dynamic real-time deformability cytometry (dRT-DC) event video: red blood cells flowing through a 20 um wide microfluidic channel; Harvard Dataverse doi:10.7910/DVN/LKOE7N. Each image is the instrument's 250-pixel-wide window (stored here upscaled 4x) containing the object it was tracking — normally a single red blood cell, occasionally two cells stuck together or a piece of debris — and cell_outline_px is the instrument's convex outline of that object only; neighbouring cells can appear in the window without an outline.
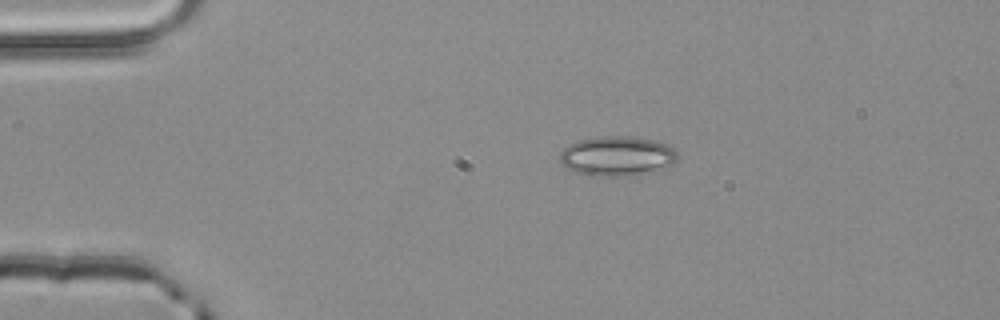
{"species": "common noctule bat (a hibernating species)", "species_latin": "Nyctalus noctula", "temperature_condition": "room temperature", "stored_images_in_passage": 2, "camera_frame_rate_fps": 3000, "um_per_image_px": 0.085, "animal": {"sex": "male", "body_mass_g": 20.4}, "frame": {"image": 1, "passage_image": 1, "time_ms": 0.0, "image_size_px": [1000, 320], "cell_outline_px": [[680, 156], [676, 164], [632, 176], [596, 176], [576, 172], [560, 164], [560, 152], [568, 144], [580, 140], [600, 136], [624, 136], [656, 140], [672, 148]], "centroid_in_image_um": [52.46, 13.27], "position_along_channel_um": 32.5, "area_um2": 27.28}}